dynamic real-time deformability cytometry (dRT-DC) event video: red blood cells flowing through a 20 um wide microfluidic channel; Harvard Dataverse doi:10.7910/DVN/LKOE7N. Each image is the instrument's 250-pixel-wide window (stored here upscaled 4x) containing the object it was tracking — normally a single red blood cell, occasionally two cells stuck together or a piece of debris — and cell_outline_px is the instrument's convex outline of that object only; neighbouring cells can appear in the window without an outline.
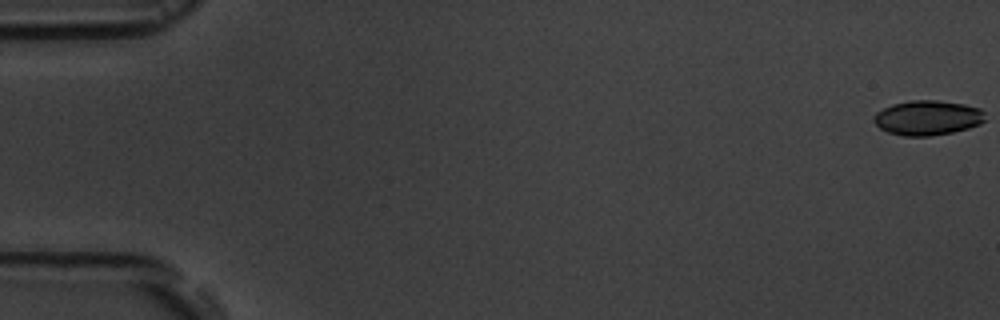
{"species": "common noctule bat (a hibernating species)", "species_latin": "Nyctalus noctula", "temperature_condition": "room temperature", "stored_images_in_passage": 5, "camera_frame_rate_fps": 3000, "um_per_image_px": 0.085, "animal": {"sex": "male", "body_mass_g": 19.5, "forearm_length_mm": 54.6}, "frame": {"image": 1, "passage_image": 1, "time_ms": 0.0, "image_size_px": [1000, 320], "cell_outline_px": [[984, 120], [980, 124], [968, 128], [952, 132], [928, 136], [904, 136], [888, 132], [880, 128], [872, 120], [872, 116], [876, 112], [892, 104], [908, 100], [936, 100], [964, 104], [980, 108], [984, 112]], "centroid_in_image_um": [78.81, 10.0], "position_along_channel_um": 6.2, "area_um2": 22.6}}
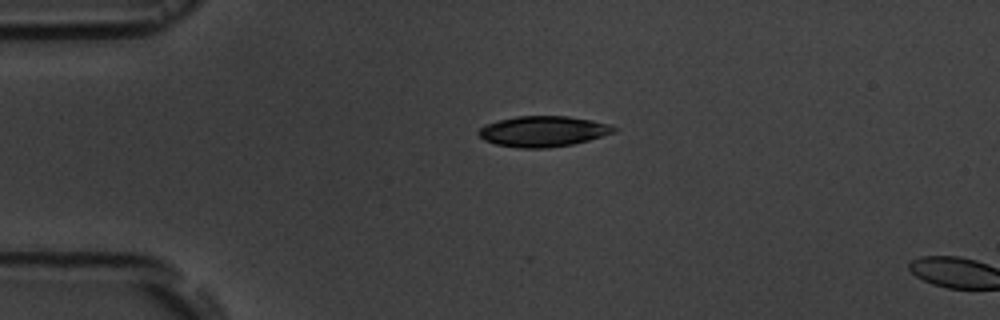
{"frame": {"image": 2, "passage_image": 4, "time_ms": 4.333, "image_size_px": [1000, 320], "cell_outline_px": [[616, 132], [588, 140], [572, 144], [548, 148], [520, 148], [496, 144], [484, 140], [476, 132], [484, 124], [516, 116], [568, 116], [592, 120], [612, 124], [616, 128]], "centroid_in_image_um": [46.17, 11.16], "position_along_channel_um": 38.8, "area_um2": 24.22}}